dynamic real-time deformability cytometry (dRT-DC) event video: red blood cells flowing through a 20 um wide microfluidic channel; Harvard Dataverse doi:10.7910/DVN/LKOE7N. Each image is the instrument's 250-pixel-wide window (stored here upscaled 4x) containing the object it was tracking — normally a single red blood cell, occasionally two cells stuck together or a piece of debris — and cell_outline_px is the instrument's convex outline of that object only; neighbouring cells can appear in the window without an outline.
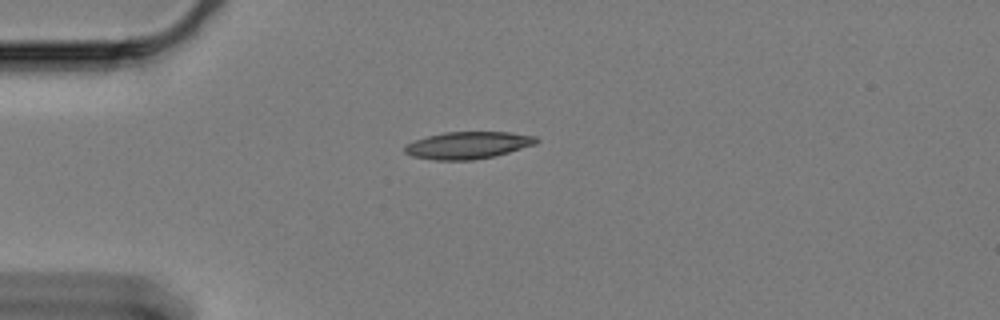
{"species": "Egyptian fruit bat (a non-hibernating species)", "species_latin": "Rousettus aegyptiacus", "temperature_condition": "cold", "stored_images_in_passage": 47, "camera_frame_rate_fps": 3000, "um_per_image_px": 0.085, "animal": {"sex": "female"}, "frame": {"image": 1, "passage_image": 1, "time_ms": 0.0, "image_size_px": [1000, 320], "cell_outline_px": [[540, 140], [536, 144], [496, 156], [472, 160], [436, 160], [412, 156], [404, 152], [404, 148], [408, 144], [416, 140], [428, 136], [444, 132], [508, 132], [536, 136]], "centroid_in_image_um": [39.81, 12.35], "position_along_channel_um": 45.2, "area_um2": 20.75}}
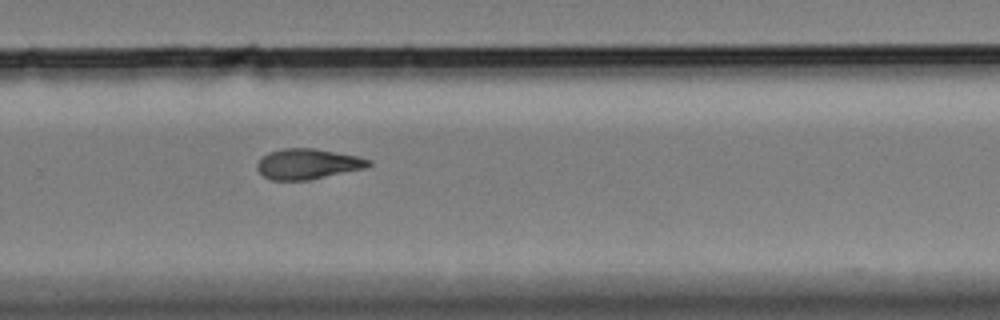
{"frame": {"image": 2, "passage_image": 26, "time_ms": 8.333, "image_size_px": [1000, 320], "cell_outline_px": [[372, 164], [364, 168], [308, 180], [272, 180], [264, 176], [256, 168], [256, 164], [268, 152], [280, 148], [316, 148], [356, 156], [372, 160]], "centroid_in_image_um": [26.14, 13.92], "position_along_channel_um": 303.7, "area_um2": 19.65}}
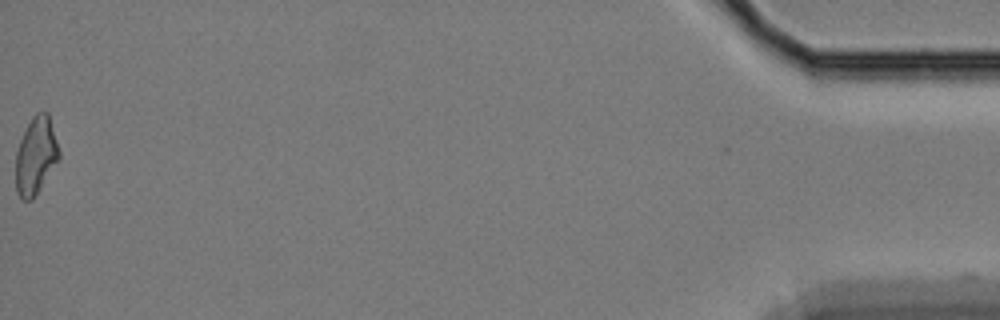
{"frame": {"image": 3, "passage_image": 46, "time_ms": 15.0, "image_size_px": [1000, 320], "cell_outline_px": [[60, 156], [32, 200], [20, 200], [16, 192], [16, 152], [20, 140], [32, 116], [36, 112], [48, 112], [60, 152]], "centroid_in_image_um": [3.02, 13.24], "position_along_channel_um": 432.2, "area_um2": 19.25}}